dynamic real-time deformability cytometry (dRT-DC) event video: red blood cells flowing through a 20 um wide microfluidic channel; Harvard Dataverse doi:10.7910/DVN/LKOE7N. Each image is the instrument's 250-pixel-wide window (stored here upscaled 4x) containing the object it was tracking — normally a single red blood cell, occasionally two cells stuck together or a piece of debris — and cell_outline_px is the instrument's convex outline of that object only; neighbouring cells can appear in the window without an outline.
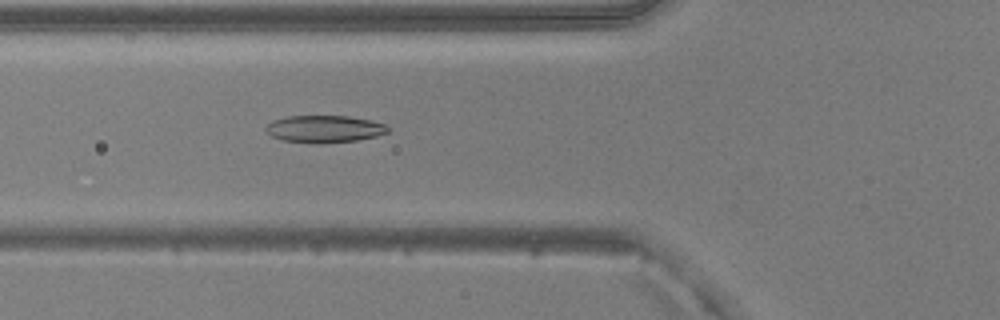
{"species": "common noctule bat (a hibernating species)", "species_latin": "Nyctalus noctula", "temperature_condition": "warm", "stored_images_in_passage": 51, "camera_frame_rate_fps": 3000, "um_per_image_px": 0.085, "animal": {"sex": "male", "body_mass_g": 20.5, "forearm_length_mm": 52.5}, "frame": {"image": 1, "passage_image": 19, "time_ms": 6.0, "image_size_px": [1000, 320], "cell_outline_px": [[388, 132], [376, 136], [356, 140], [312, 144], [280, 140], [272, 136], [264, 128], [272, 120], [288, 116], [348, 116], [372, 120], [384, 124], [388, 128]], "centroid_in_image_um": [27.54, 10.96], "position_along_channel_um": 98.3, "area_um2": 19.36}}
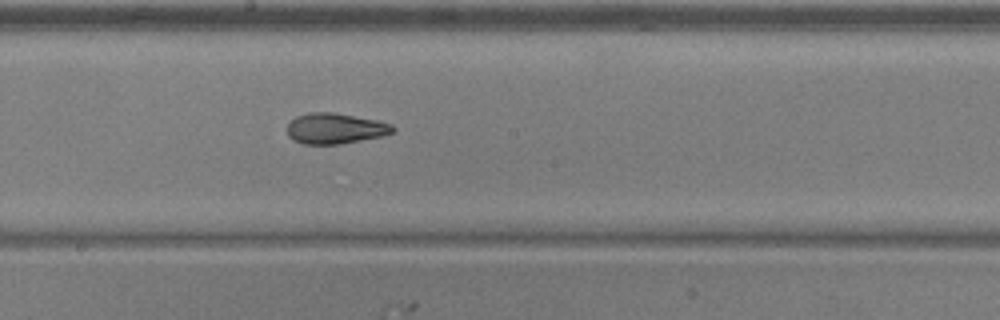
{"frame": {"image": 2, "passage_image": 28, "time_ms": 9.0, "image_size_px": [1000, 320], "cell_outline_px": [[396, 128], [392, 132], [380, 136], [340, 144], [304, 144], [292, 140], [288, 136], [288, 124], [296, 116], [308, 112], [332, 112], [376, 120], [392, 124]], "centroid_in_image_um": [28.46, 10.92], "position_along_channel_um": 219.7, "area_um2": 18.73}}
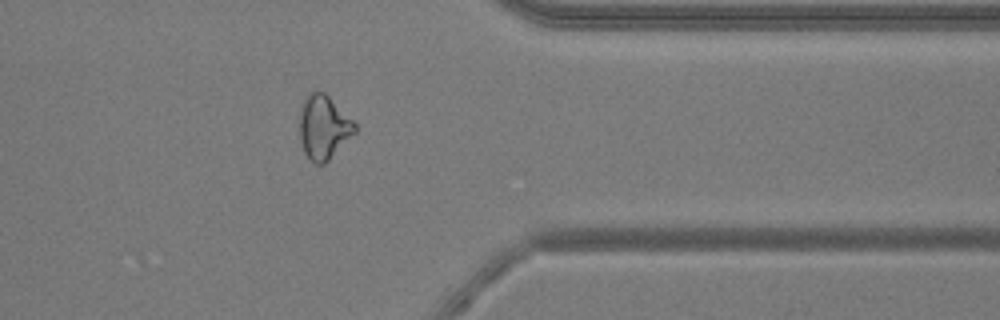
{"frame": {"image": 3, "passage_image": 41, "time_ms": 13.333, "image_size_px": [1000, 320], "cell_outline_px": [[356, 132], [324, 164], [316, 164], [304, 152], [300, 140], [300, 112], [304, 96], [308, 92], [324, 92], [356, 124]], "centroid_in_image_um": [27.49, 10.8], "position_along_channel_um": 383.9, "area_um2": 20.29}, "authors_computed_cell_mechanics": {"area_um2": 19.9988, "velocity_mm_per_s": 4.0272, "shape_relaxation_time_tau1_ms": 5.2006, "shape_relaxation_time_tau2_ms": 3.3479, "deformation_change_tau1": 0.1423, "deformation_change_tau2": 0.1072}}